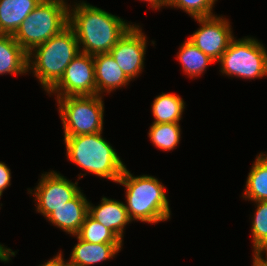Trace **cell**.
Wrapping results in <instances>:
<instances>
[{
    "label": "cell",
    "instance_id": "1",
    "mask_svg": "<svg viewBox=\"0 0 267 266\" xmlns=\"http://www.w3.org/2000/svg\"><path fill=\"white\" fill-rule=\"evenodd\" d=\"M74 3L69 5V26L75 33L82 53H109L133 25L85 1Z\"/></svg>",
    "mask_w": 267,
    "mask_h": 266
},
{
    "label": "cell",
    "instance_id": "2",
    "mask_svg": "<svg viewBox=\"0 0 267 266\" xmlns=\"http://www.w3.org/2000/svg\"><path fill=\"white\" fill-rule=\"evenodd\" d=\"M117 183L126 188L125 207L131 221L156 224L171 218L165 187L159 179L144 174L133 176L125 167Z\"/></svg>",
    "mask_w": 267,
    "mask_h": 266
},
{
    "label": "cell",
    "instance_id": "3",
    "mask_svg": "<svg viewBox=\"0 0 267 266\" xmlns=\"http://www.w3.org/2000/svg\"><path fill=\"white\" fill-rule=\"evenodd\" d=\"M81 53L73 29L61 32L28 53V72H32L47 93L63 77L66 67Z\"/></svg>",
    "mask_w": 267,
    "mask_h": 266
},
{
    "label": "cell",
    "instance_id": "4",
    "mask_svg": "<svg viewBox=\"0 0 267 266\" xmlns=\"http://www.w3.org/2000/svg\"><path fill=\"white\" fill-rule=\"evenodd\" d=\"M102 133L64 137L66 156L81 170L117 183L126 165Z\"/></svg>",
    "mask_w": 267,
    "mask_h": 266
},
{
    "label": "cell",
    "instance_id": "5",
    "mask_svg": "<svg viewBox=\"0 0 267 266\" xmlns=\"http://www.w3.org/2000/svg\"><path fill=\"white\" fill-rule=\"evenodd\" d=\"M66 1L42 0L21 23L13 37L27 53L69 25V5Z\"/></svg>",
    "mask_w": 267,
    "mask_h": 266
},
{
    "label": "cell",
    "instance_id": "6",
    "mask_svg": "<svg viewBox=\"0 0 267 266\" xmlns=\"http://www.w3.org/2000/svg\"><path fill=\"white\" fill-rule=\"evenodd\" d=\"M103 96L55 97L62 120L64 137L103 131Z\"/></svg>",
    "mask_w": 267,
    "mask_h": 266
},
{
    "label": "cell",
    "instance_id": "7",
    "mask_svg": "<svg viewBox=\"0 0 267 266\" xmlns=\"http://www.w3.org/2000/svg\"><path fill=\"white\" fill-rule=\"evenodd\" d=\"M221 74L248 80L267 76V50L253 37L233 38L218 61Z\"/></svg>",
    "mask_w": 267,
    "mask_h": 266
},
{
    "label": "cell",
    "instance_id": "8",
    "mask_svg": "<svg viewBox=\"0 0 267 266\" xmlns=\"http://www.w3.org/2000/svg\"><path fill=\"white\" fill-rule=\"evenodd\" d=\"M34 191L28 192L35 197L36 212L47 218L56 208L61 207L68 201L74 199L82 190L78 182H71L56 171L42 173L41 178Z\"/></svg>",
    "mask_w": 267,
    "mask_h": 266
},
{
    "label": "cell",
    "instance_id": "9",
    "mask_svg": "<svg viewBox=\"0 0 267 266\" xmlns=\"http://www.w3.org/2000/svg\"><path fill=\"white\" fill-rule=\"evenodd\" d=\"M57 97L96 95L93 55L80 53L66 67L63 77L48 92Z\"/></svg>",
    "mask_w": 267,
    "mask_h": 266
},
{
    "label": "cell",
    "instance_id": "10",
    "mask_svg": "<svg viewBox=\"0 0 267 266\" xmlns=\"http://www.w3.org/2000/svg\"><path fill=\"white\" fill-rule=\"evenodd\" d=\"M200 25L188 39L204 54L218 62L234 34L230 21L223 16L194 18Z\"/></svg>",
    "mask_w": 267,
    "mask_h": 266
},
{
    "label": "cell",
    "instance_id": "11",
    "mask_svg": "<svg viewBox=\"0 0 267 266\" xmlns=\"http://www.w3.org/2000/svg\"><path fill=\"white\" fill-rule=\"evenodd\" d=\"M146 39L147 36L142 32V28L133 24L109 52L131 81L135 80L144 69L148 44Z\"/></svg>",
    "mask_w": 267,
    "mask_h": 266
},
{
    "label": "cell",
    "instance_id": "12",
    "mask_svg": "<svg viewBox=\"0 0 267 266\" xmlns=\"http://www.w3.org/2000/svg\"><path fill=\"white\" fill-rule=\"evenodd\" d=\"M88 214L111 230L121 241L124 238V228L132 222L123 202L106 197H102L97 206L89 201Z\"/></svg>",
    "mask_w": 267,
    "mask_h": 266
},
{
    "label": "cell",
    "instance_id": "13",
    "mask_svg": "<svg viewBox=\"0 0 267 266\" xmlns=\"http://www.w3.org/2000/svg\"><path fill=\"white\" fill-rule=\"evenodd\" d=\"M89 201L81 191L74 199L56 208L46 220L67 234L76 235L88 214Z\"/></svg>",
    "mask_w": 267,
    "mask_h": 266
},
{
    "label": "cell",
    "instance_id": "14",
    "mask_svg": "<svg viewBox=\"0 0 267 266\" xmlns=\"http://www.w3.org/2000/svg\"><path fill=\"white\" fill-rule=\"evenodd\" d=\"M95 65L96 94L103 96L130 83L110 53L93 55Z\"/></svg>",
    "mask_w": 267,
    "mask_h": 266
},
{
    "label": "cell",
    "instance_id": "15",
    "mask_svg": "<svg viewBox=\"0 0 267 266\" xmlns=\"http://www.w3.org/2000/svg\"><path fill=\"white\" fill-rule=\"evenodd\" d=\"M77 244L71 251L67 262L74 266H91L112 259L117 255L123 244L90 243L77 237Z\"/></svg>",
    "mask_w": 267,
    "mask_h": 266
},
{
    "label": "cell",
    "instance_id": "16",
    "mask_svg": "<svg viewBox=\"0 0 267 266\" xmlns=\"http://www.w3.org/2000/svg\"><path fill=\"white\" fill-rule=\"evenodd\" d=\"M28 73V53L13 35L0 34V75Z\"/></svg>",
    "mask_w": 267,
    "mask_h": 266
},
{
    "label": "cell",
    "instance_id": "17",
    "mask_svg": "<svg viewBox=\"0 0 267 266\" xmlns=\"http://www.w3.org/2000/svg\"><path fill=\"white\" fill-rule=\"evenodd\" d=\"M42 0H0V34L14 35Z\"/></svg>",
    "mask_w": 267,
    "mask_h": 266
},
{
    "label": "cell",
    "instance_id": "18",
    "mask_svg": "<svg viewBox=\"0 0 267 266\" xmlns=\"http://www.w3.org/2000/svg\"><path fill=\"white\" fill-rule=\"evenodd\" d=\"M245 191L242 197L245 200L258 202L267 201V153L257 155L251 170L248 173Z\"/></svg>",
    "mask_w": 267,
    "mask_h": 266
},
{
    "label": "cell",
    "instance_id": "19",
    "mask_svg": "<svg viewBox=\"0 0 267 266\" xmlns=\"http://www.w3.org/2000/svg\"><path fill=\"white\" fill-rule=\"evenodd\" d=\"M152 123H179L185 109L183 98L173 93L156 96L152 103Z\"/></svg>",
    "mask_w": 267,
    "mask_h": 266
},
{
    "label": "cell",
    "instance_id": "20",
    "mask_svg": "<svg viewBox=\"0 0 267 266\" xmlns=\"http://www.w3.org/2000/svg\"><path fill=\"white\" fill-rule=\"evenodd\" d=\"M177 59L180 62L183 72L191 79L202 75L208 66L215 61L204 54L189 39H186L177 52Z\"/></svg>",
    "mask_w": 267,
    "mask_h": 266
},
{
    "label": "cell",
    "instance_id": "21",
    "mask_svg": "<svg viewBox=\"0 0 267 266\" xmlns=\"http://www.w3.org/2000/svg\"><path fill=\"white\" fill-rule=\"evenodd\" d=\"M148 137L156 148L164 151L174 150L181 140L180 124L152 123Z\"/></svg>",
    "mask_w": 267,
    "mask_h": 266
},
{
    "label": "cell",
    "instance_id": "22",
    "mask_svg": "<svg viewBox=\"0 0 267 266\" xmlns=\"http://www.w3.org/2000/svg\"><path fill=\"white\" fill-rule=\"evenodd\" d=\"M74 237L94 244H123L111 230L93 219L89 214L85 217L79 232Z\"/></svg>",
    "mask_w": 267,
    "mask_h": 266
},
{
    "label": "cell",
    "instance_id": "23",
    "mask_svg": "<svg viewBox=\"0 0 267 266\" xmlns=\"http://www.w3.org/2000/svg\"><path fill=\"white\" fill-rule=\"evenodd\" d=\"M257 207L252 217L251 236L253 250L256 251L260 246L267 244V201L255 202Z\"/></svg>",
    "mask_w": 267,
    "mask_h": 266
},
{
    "label": "cell",
    "instance_id": "24",
    "mask_svg": "<svg viewBox=\"0 0 267 266\" xmlns=\"http://www.w3.org/2000/svg\"><path fill=\"white\" fill-rule=\"evenodd\" d=\"M217 0H167L166 7L180 8L192 18L214 16L213 7Z\"/></svg>",
    "mask_w": 267,
    "mask_h": 266
},
{
    "label": "cell",
    "instance_id": "25",
    "mask_svg": "<svg viewBox=\"0 0 267 266\" xmlns=\"http://www.w3.org/2000/svg\"><path fill=\"white\" fill-rule=\"evenodd\" d=\"M9 186H11V170L4 162L0 161V197Z\"/></svg>",
    "mask_w": 267,
    "mask_h": 266
},
{
    "label": "cell",
    "instance_id": "26",
    "mask_svg": "<svg viewBox=\"0 0 267 266\" xmlns=\"http://www.w3.org/2000/svg\"><path fill=\"white\" fill-rule=\"evenodd\" d=\"M263 253L266 256L265 259L262 256ZM253 260L259 266H267V244L260 246L256 251H253Z\"/></svg>",
    "mask_w": 267,
    "mask_h": 266
},
{
    "label": "cell",
    "instance_id": "27",
    "mask_svg": "<svg viewBox=\"0 0 267 266\" xmlns=\"http://www.w3.org/2000/svg\"><path fill=\"white\" fill-rule=\"evenodd\" d=\"M39 266H65V259H63L62 252H58L56 256L52 259L47 260V262L40 264Z\"/></svg>",
    "mask_w": 267,
    "mask_h": 266
},
{
    "label": "cell",
    "instance_id": "28",
    "mask_svg": "<svg viewBox=\"0 0 267 266\" xmlns=\"http://www.w3.org/2000/svg\"><path fill=\"white\" fill-rule=\"evenodd\" d=\"M15 252L16 251H12L8 247L6 248V247H4V245L0 244V261L8 263L9 260H11V257L15 256Z\"/></svg>",
    "mask_w": 267,
    "mask_h": 266
},
{
    "label": "cell",
    "instance_id": "29",
    "mask_svg": "<svg viewBox=\"0 0 267 266\" xmlns=\"http://www.w3.org/2000/svg\"><path fill=\"white\" fill-rule=\"evenodd\" d=\"M144 1L148 2L149 6L155 10L161 9V7L166 6L167 3V0H144Z\"/></svg>",
    "mask_w": 267,
    "mask_h": 266
},
{
    "label": "cell",
    "instance_id": "30",
    "mask_svg": "<svg viewBox=\"0 0 267 266\" xmlns=\"http://www.w3.org/2000/svg\"><path fill=\"white\" fill-rule=\"evenodd\" d=\"M65 266H74V265H71L69 262H67V261L65 260Z\"/></svg>",
    "mask_w": 267,
    "mask_h": 266
},
{
    "label": "cell",
    "instance_id": "31",
    "mask_svg": "<svg viewBox=\"0 0 267 266\" xmlns=\"http://www.w3.org/2000/svg\"><path fill=\"white\" fill-rule=\"evenodd\" d=\"M252 266H259L254 260H252Z\"/></svg>",
    "mask_w": 267,
    "mask_h": 266
}]
</instances>
